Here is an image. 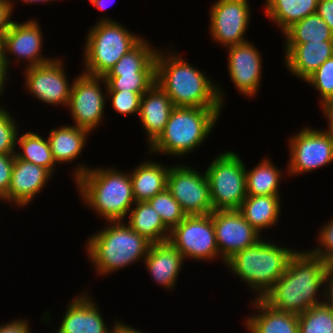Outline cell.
<instances>
[{
  "label": "cell",
  "mask_w": 333,
  "mask_h": 333,
  "mask_svg": "<svg viewBox=\"0 0 333 333\" xmlns=\"http://www.w3.org/2000/svg\"><path fill=\"white\" fill-rule=\"evenodd\" d=\"M329 264L307 249L297 251L284 274L261 298L277 311L299 315L314 305L324 303L317 292L325 285ZM317 298V299H316Z\"/></svg>",
  "instance_id": "cell-1"
},
{
  "label": "cell",
  "mask_w": 333,
  "mask_h": 333,
  "mask_svg": "<svg viewBox=\"0 0 333 333\" xmlns=\"http://www.w3.org/2000/svg\"><path fill=\"white\" fill-rule=\"evenodd\" d=\"M167 55L162 50L157 51L155 83L167 93L174 106L222 108L224 93L216 82L175 51Z\"/></svg>",
  "instance_id": "cell-2"
},
{
  "label": "cell",
  "mask_w": 333,
  "mask_h": 333,
  "mask_svg": "<svg viewBox=\"0 0 333 333\" xmlns=\"http://www.w3.org/2000/svg\"><path fill=\"white\" fill-rule=\"evenodd\" d=\"M108 167H75L74 181L85 205L107 221H124L135 204L129 172Z\"/></svg>",
  "instance_id": "cell-3"
},
{
  "label": "cell",
  "mask_w": 333,
  "mask_h": 333,
  "mask_svg": "<svg viewBox=\"0 0 333 333\" xmlns=\"http://www.w3.org/2000/svg\"><path fill=\"white\" fill-rule=\"evenodd\" d=\"M110 226L89 237L88 257L100 275L112 274L136 261H144L152 244L122 221H109Z\"/></svg>",
  "instance_id": "cell-4"
},
{
  "label": "cell",
  "mask_w": 333,
  "mask_h": 333,
  "mask_svg": "<svg viewBox=\"0 0 333 333\" xmlns=\"http://www.w3.org/2000/svg\"><path fill=\"white\" fill-rule=\"evenodd\" d=\"M274 242L263 240L253 246L240 250L225 262L231 274L241 278L249 285L256 298L265 293L284 274L291 258L297 250L277 246Z\"/></svg>",
  "instance_id": "cell-5"
},
{
  "label": "cell",
  "mask_w": 333,
  "mask_h": 333,
  "mask_svg": "<svg viewBox=\"0 0 333 333\" xmlns=\"http://www.w3.org/2000/svg\"><path fill=\"white\" fill-rule=\"evenodd\" d=\"M222 108L174 107L164 131L148 148L150 152L185 156L209 136ZM185 154V155H184Z\"/></svg>",
  "instance_id": "cell-6"
},
{
  "label": "cell",
  "mask_w": 333,
  "mask_h": 333,
  "mask_svg": "<svg viewBox=\"0 0 333 333\" xmlns=\"http://www.w3.org/2000/svg\"><path fill=\"white\" fill-rule=\"evenodd\" d=\"M142 39L119 22L103 17L88 31L83 51L84 73L105 76Z\"/></svg>",
  "instance_id": "cell-7"
},
{
  "label": "cell",
  "mask_w": 333,
  "mask_h": 333,
  "mask_svg": "<svg viewBox=\"0 0 333 333\" xmlns=\"http://www.w3.org/2000/svg\"><path fill=\"white\" fill-rule=\"evenodd\" d=\"M210 199L215 210L239 209L247 197L246 165L235 152L215 157L205 171Z\"/></svg>",
  "instance_id": "cell-8"
},
{
  "label": "cell",
  "mask_w": 333,
  "mask_h": 333,
  "mask_svg": "<svg viewBox=\"0 0 333 333\" xmlns=\"http://www.w3.org/2000/svg\"><path fill=\"white\" fill-rule=\"evenodd\" d=\"M168 241L183 255L184 259L214 260L219 250L216 243L212 213L186 216L170 231Z\"/></svg>",
  "instance_id": "cell-9"
},
{
  "label": "cell",
  "mask_w": 333,
  "mask_h": 333,
  "mask_svg": "<svg viewBox=\"0 0 333 333\" xmlns=\"http://www.w3.org/2000/svg\"><path fill=\"white\" fill-rule=\"evenodd\" d=\"M288 142V175L312 172L333 162V135L326 130L305 127Z\"/></svg>",
  "instance_id": "cell-10"
},
{
  "label": "cell",
  "mask_w": 333,
  "mask_h": 333,
  "mask_svg": "<svg viewBox=\"0 0 333 333\" xmlns=\"http://www.w3.org/2000/svg\"><path fill=\"white\" fill-rule=\"evenodd\" d=\"M166 188L187 216L207 215L214 211L206 173L183 164L170 166Z\"/></svg>",
  "instance_id": "cell-11"
},
{
  "label": "cell",
  "mask_w": 333,
  "mask_h": 333,
  "mask_svg": "<svg viewBox=\"0 0 333 333\" xmlns=\"http://www.w3.org/2000/svg\"><path fill=\"white\" fill-rule=\"evenodd\" d=\"M68 108L75 126L88 130L90 133L101 121L104 114L105 100L99 82L105 83L104 76L82 73L73 79Z\"/></svg>",
  "instance_id": "cell-12"
},
{
  "label": "cell",
  "mask_w": 333,
  "mask_h": 333,
  "mask_svg": "<svg viewBox=\"0 0 333 333\" xmlns=\"http://www.w3.org/2000/svg\"><path fill=\"white\" fill-rule=\"evenodd\" d=\"M42 32L38 21L34 19L18 23L13 21L11 27L0 38V54L6 70L9 69L10 58L7 55L16 56V63L21 59L27 60L26 68L34 67L49 62L53 58L42 56ZM10 53V54H9Z\"/></svg>",
  "instance_id": "cell-13"
},
{
  "label": "cell",
  "mask_w": 333,
  "mask_h": 333,
  "mask_svg": "<svg viewBox=\"0 0 333 333\" xmlns=\"http://www.w3.org/2000/svg\"><path fill=\"white\" fill-rule=\"evenodd\" d=\"M248 0H217L210 8L209 32L214 41L230 47L246 42L250 21Z\"/></svg>",
  "instance_id": "cell-14"
},
{
  "label": "cell",
  "mask_w": 333,
  "mask_h": 333,
  "mask_svg": "<svg viewBox=\"0 0 333 333\" xmlns=\"http://www.w3.org/2000/svg\"><path fill=\"white\" fill-rule=\"evenodd\" d=\"M63 60L55 58L25 69L26 89L38 100L52 105L68 106L72 84H69Z\"/></svg>",
  "instance_id": "cell-15"
},
{
  "label": "cell",
  "mask_w": 333,
  "mask_h": 333,
  "mask_svg": "<svg viewBox=\"0 0 333 333\" xmlns=\"http://www.w3.org/2000/svg\"><path fill=\"white\" fill-rule=\"evenodd\" d=\"M216 243L223 263L240 250L253 246L262 238L238 209L212 212Z\"/></svg>",
  "instance_id": "cell-16"
},
{
  "label": "cell",
  "mask_w": 333,
  "mask_h": 333,
  "mask_svg": "<svg viewBox=\"0 0 333 333\" xmlns=\"http://www.w3.org/2000/svg\"><path fill=\"white\" fill-rule=\"evenodd\" d=\"M228 49V72L232 82L239 93L253 97L260 88L263 67L261 53L249 41Z\"/></svg>",
  "instance_id": "cell-17"
},
{
  "label": "cell",
  "mask_w": 333,
  "mask_h": 333,
  "mask_svg": "<svg viewBox=\"0 0 333 333\" xmlns=\"http://www.w3.org/2000/svg\"><path fill=\"white\" fill-rule=\"evenodd\" d=\"M52 174L46 169L15 156L7 195L2 199L16 206L30 205L41 193Z\"/></svg>",
  "instance_id": "cell-18"
},
{
  "label": "cell",
  "mask_w": 333,
  "mask_h": 333,
  "mask_svg": "<svg viewBox=\"0 0 333 333\" xmlns=\"http://www.w3.org/2000/svg\"><path fill=\"white\" fill-rule=\"evenodd\" d=\"M89 293L84 292L73 298L68 305L64 318L55 329L54 333H113V329L107 328L99 308Z\"/></svg>",
  "instance_id": "cell-19"
},
{
  "label": "cell",
  "mask_w": 333,
  "mask_h": 333,
  "mask_svg": "<svg viewBox=\"0 0 333 333\" xmlns=\"http://www.w3.org/2000/svg\"><path fill=\"white\" fill-rule=\"evenodd\" d=\"M174 107L170 97L157 83L142 95L138 116L150 146L164 131Z\"/></svg>",
  "instance_id": "cell-20"
},
{
  "label": "cell",
  "mask_w": 333,
  "mask_h": 333,
  "mask_svg": "<svg viewBox=\"0 0 333 333\" xmlns=\"http://www.w3.org/2000/svg\"><path fill=\"white\" fill-rule=\"evenodd\" d=\"M285 59L288 70L304 81L327 59L333 57V40L285 44Z\"/></svg>",
  "instance_id": "cell-21"
},
{
  "label": "cell",
  "mask_w": 333,
  "mask_h": 333,
  "mask_svg": "<svg viewBox=\"0 0 333 333\" xmlns=\"http://www.w3.org/2000/svg\"><path fill=\"white\" fill-rule=\"evenodd\" d=\"M184 260L183 255L169 241H166L150 245L144 259V266L155 283L171 290L176 286Z\"/></svg>",
  "instance_id": "cell-22"
},
{
  "label": "cell",
  "mask_w": 333,
  "mask_h": 333,
  "mask_svg": "<svg viewBox=\"0 0 333 333\" xmlns=\"http://www.w3.org/2000/svg\"><path fill=\"white\" fill-rule=\"evenodd\" d=\"M250 303L259 310L245 321L250 333H299L298 315L277 311L261 298Z\"/></svg>",
  "instance_id": "cell-23"
},
{
  "label": "cell",
  "mask_w": 333,
  "mask_h": 333,
  "mask_svg": "<svg viewBox=\"0 0 333 333\" xmlns=\"http://www.w3.org/2000/svg\"><path fill=\"white\" fill-rule=\"evenodd\" d=\"M170 167L158 162L144 161L129 172L135 202L148 201L167 187Z\"/></svg>",
  "instance_id": "cell-24"
},
{
  "label": "cell",
  "mask_w": 333,
  "mask_h": 333,
  "mask_svg": "<svg viewBox=\"0 0 333 333\" xmlns=\"http://www.w3.org/2000/svg\"><path fill=\"white\" fill-rule=\"evenodd\" d=\"M48 141L55 163H70L79 157L87 143L89 131L75 125L59 126L49 131Z\"/></svg>",
  "instance_id": "cell-25"
},
{
  "label": "cell",
  "mask_w": 333,
  "mask_h": 333,
  "mask_svg": "<svg viewBox=\"0 0 333 333\" xmlns=\"http://www.w3.org/2000/svg\"><path fill=\"white\" fill-rule=\"evenodd\" d=\"M280 195L247 196L238 209L258 232L277 224L281 209Z\"/></svg>",
  "instance_id": "cell-26"
},
{
  "label": "cell",
  "mask_w": 333,
  "mask_h": 333,
  "mask_svg": "<svg viewBox=\"0 0 333 333\" xmlns=\"http://www.w3.org/2000/svg\"><path fill=\"white\" fill-rule=\"evenodd\" d=\"M134 205L135 207L130 209L129 221H127L131 229L152 244L168 241L170 230L149 202L140 201L135 202Z\"/></svg>",
  "instance_id": "cell-27"
},
{
  "label": "cell",
  "mask_w": 333,
  "mask_h": 333,
  "mask_svg": "<svg viewBox=\"0 0 333 333\" xmlns=\"http://www.w3.org/2000/svg\"><path fill=\"white\" fill-rule=\"evenodd\" d=\"M319 0H266L265 15L284 33L295 22L316 13Z\"/></svg>",
  "instance_id": "cell-28"
},
{
  "label": "cell",
  "mask_w": 333,
  "mask_h": 333,
  "mask_svg": "<svg viewBox=\"0 0 333 333\" xmlns=\"http://www.w3.org/2000/svg\"><path fill=\"white\" fill-rule=\"evenodd\" d=\"M143 38L133 49L124 54L105 76L121 74L156 73L157 49Z\"/></svg>",
  "instance_id": "cell-29"
},
{
  "label": "cell",
  "mask_w": 333,
  "mask_h": 333,
  "mask_svg": "<svg viewBox=\"0 0 333 333\" xmlns=\"http://www.w3.org/2000/svg\"><path fill=\"white\" fill-rule=\"evenodd\" d=\"M283 176L269 158L265 157L256 167L246 169L247 196L280 195L279 183Z\"/></svg>",
  "instance_id": "cell-30"
},
{
  "label": "cell",
  "mask_w": 333,
  "mask_h": 333,
  "mask_svg": "<svg viewBox=\"0 0 333 333\" xmlns=\"http://www.w3.org/2000/svg\"><path fill=\"white\" fill-rule=\"evenodd\" d=\"M17 144L22 150L15 152L18 159L46 168L53 175L56 163L48 139L34 132H26L17 137Z\"/></svg>",
  "instance_id": "cell-31"
},
{
  "label": "cell",
  "mask_w": 333,
  "mask_h": 333,
  "mask_svg": "<svg viewBox=\"0 0 333 333\" xmlns=\"http://www.w3.org/2000/svg\"><path fill=\"white\" fill-rule=\"evenodd\" d=\"M283 34L285 36V44L333 40V32L317 13L308 15L295 22Z\"/></svg>",
  "instance_id": "cell-32"
},
{
  "label": "cell",
  "mask_w": 333,
  "mask_h": 333,
  "mask_svg": "<svg viewBox=\"0 0 333 333\" xmlns=\"http://www.w3.org/2000/svg\"><path fill=\"white\" fill-rule=\"evenodd\" d=\"M299 333H333V310L325 303L298 315Z\"/></svg>",
  "instance_id": "cell-33"
},
{
  "label": "cell",
  "mask_w": 333,
  "mask_h": 333,
  "mask_svg": "<svg viewBox=\"0 0 333 333\" xmlns=\"http://www.w3.org/2000/svg\"><path fill=\"white\" fill-rule=\"evenodd\" d=\"M107 91H133L143 95L155 82L156 73L121 74L104 76Z\"/></svg>",
  "instance_id": "cell-34"
},
{
  "label": "cell",
  "mask_w": 333,
  "mask_h": 333,
  "mask_svg": "<svg viewBox=\"0 0 333 333\" xmlns=\"http://www.w3.org/2000/svg\"><path fill=\"white\" fill-rule=\"evenodd\" d=\"M148 202L170 231L187 216L167 188L149 199Z\"/></svg>",
  "instance_id": "cell-35"
},
{
  "label": "cell",
  "mask_w": 333,
  "mask_h": 333,
  "mask_svg": "<svg viewBox=\"0 0 333 333\" xmlns=\"http://www.w3.org/2000/svg\"><path fill=\"white\" fill-rule=\"evenodd\" d=\"M304 82L318 90L321 98L320 107L333 100V57L327 59Z\"/></svg>",
  "instance_id": "cell-36"
},
{
  "label": "cell",
  "mask_w": 333,
  "mask_h": 333,
  "mask_svg": "<svg viewBox=\"0 0 333 333\" xmlns=\"http://www.w3.org/2000/svg\"><path fill=\"white\" fill-rule=\"evenodd\" d=\"M7 109L0 108V154H15L18 124Z\"/></svg>",
  "instance_id": "cell-37"
},
{
  "label": "cell",
  "mask_w": 333,
  "mask_h": 333,
  "mask_svg": "<svg viewBox=\"0 0 333 333\" xmlns=\"http://www.w3.org/2000/svg\"><path fill=\"white\" fill-rule=\"evenodd\" d=\"M115 111L121 115L139 114L142 95L133 91H106Z\"/></svg>",
  "instance_id": "cell-38"
},
{
  "label": "cell",
  "mask_w": 333,
  "mask_h": 333,
  "mask_svg": "<svg viewBox=\"0 0 333 333\" xmlns=\"http://www.w3.org/2000/svg\"><path fill=\"white\" fill-rule=\"evenodd\" d=\"M318 233V247L309 251L316 257H320L328 264L333 261V219L325 224Z\"/></svg>",
  "instance_id": "cell-39"
},
{
  "label": "cell",
  "mask_w": 333,
  "mask_h": 333,
  "mask_svg": "<svg viewBox=\"0 0 333 333\" xmlns=\"http://www.w3.org/2000/svg\"><path fill=\"white\" fill-rule=\"evenodd\" d=\"M14 160L15 154H0V200L7 195Z\"/></svg>",
  "instance_id": "cell-40"
},
{
  "label": "cell",
  "mask_w": 333,
  "mask_h": 333,
  "mask_svg": "<svg viewBox=\"0 0 333 333\" xmlns=\"http://www.w3.org/2000/svg\"><path fill=\"white\" fill-rule=\"evenodd\" d=\"M13 5L12 0H0V38L11 27L13 22V20H11L14 8Z\"/></svg>",
  "instance_id": "cell-41"
},
{
  "label": "cell",
  "mask_w": 333,
  "mask_h": 333,
  "mask_svg": "<svg viewBox=\"0 0 333 333\" xmlns=\"http://www.w3.org/2000/svg\"><path fill=\"white\" fill-rule=\"evenodd\" d=\"M316 13L326 22L333 32V0H319Z\"/></svg>",
  "instance_id": "cell-42"
},
{
  "label": "cell",
  "mask_w": 333,
  "mask_h": 333,
  "mask_svg": "<svg viewBox=\"0 0 333 333\" xmlns=\"http://www.w3.org/2000/svg\"><path fill=\"white\" fill-rule=\"evenodd\" d=\"M0 333H30L28 320L16 319L4 325L2 324L0 325Z\"/></svg>",
  "instance_id": "cell-43"
},
{
  "label": "cell",
  "mask_w": 333,
  "mask_h": 333,
  "mask_svg": "<svg viewBox=\"0 0 333 333\" xmlns=\"http://www.w3.org/2000/svg\"><path fill=\"white\" fill-rule=\"evenodd\" d=\"M325 284L327 287L321 290L323 293H319V296L322 295L324 303L333 310V274L330 271L327 273Z\"/></svg>",
  "instance_id": "cell-44"
},
{
  "label": "cell",
  "mask_w": 333,
  "mask_h": 333,
  "mask_svg": "<svg viewBox=\"0 0 333 333\" xmlns=\"http://www.w3.org/2000/svg\"><path fill=\"white\" fill-rule=\"evenodd\" d=\"M324 116L328 119V129L327 131L333 135V100L326 102L323 106Z\"/></svg>",
  "instance_id": "cell-45"
},
{
  "label": "cell",
  "mask_w": 333,
  "mask_h": 333,
  "mask_svg": "<svg viewBox=\"0 0 333 333\" xmlns=\"http://www.w3.org/2000/svg\"><path fill=\"white\" fill-rule=\"evenodd\" d=\"M113 333H143L140 330H137L129 325H126L125 323L117 322L116 326L114 327Z\"/></svg>",
  "instance_id": "cell-46"
},
{
  "label": "cell",
  "mask_w": 333,
  "mask_h": 333,
  "mask_svg": "<svg viewBox=\"0 0 333 333\" xmlns=\"http://www.w3.org/2000/svg\"><path fill=\"white\" fill-rule=\"evenodd\" d=\"M8 72L5 68V65H4V62H3V58L1 57V54H0V95L2 96V92L4 91L3 89L5 87V83L7 82V76H8ZM1 106V104H0Z\"/></svg>",
  "instance_id": "cell-47"
},
{
  "label": "cell",
  "mask_w": 333,
  "mask_h": 333,
  "mask_svg": "<svg viewBox=\"0 0 333 333\" xmlns=\"http://www.w3.org/2000/svg\"><path fill=\"white\" fill-rule=\"evenodd\" d=\"M89 1L94 7L98 8L99 10H105L109 6L106 0H89ZM113 1L111 2V4L114 3Z\"/></svg>",
  "instance_id": "cell-48"
},
{
  "label": "cell",
  "mask_w": 333,
  "mask_h": 333,
  "mask_svg": "<svg viewBox=\"0 0 333 333\" xmlns=\"http://www.w3.org/2000/svg\"><path fill=\"white\" fill-rule=\"evenodd\" d=\"M24 3H28V4H33V3H48V2H52V1H56V0H21Z\"/></svg>",
  "instance_id": "cell-49"
},
{
  "label": "cell",
  "mask_w": 333,
  "mask_h": 333,
  "mask_svg": "<svg viewBox=\"0 0 333 333\" xmlns=\"http://www.w3.org/2000/svg\"><path fill=\"white\" fill-rule=\"evenodd\" d=\"M329 271L333 274V261L329 264Z\"/></svg>",
  "instance_id": "cell-50"
}]
</instances>
